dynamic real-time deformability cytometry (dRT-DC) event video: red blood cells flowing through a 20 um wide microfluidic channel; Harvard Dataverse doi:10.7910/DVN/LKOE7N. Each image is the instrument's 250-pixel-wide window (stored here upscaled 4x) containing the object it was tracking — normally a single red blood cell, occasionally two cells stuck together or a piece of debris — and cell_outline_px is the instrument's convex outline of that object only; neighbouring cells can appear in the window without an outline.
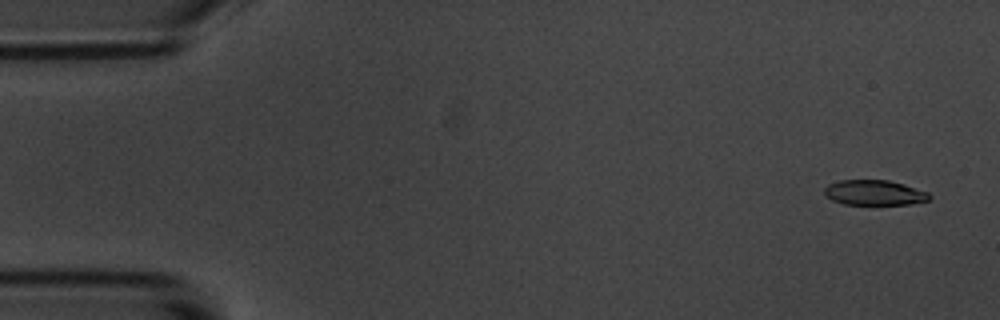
{"species": "common noctule bat (a hibernating species)", "species_latin": "Nyctalus noctula", "temperature_condition": "room temperature", "stored_images_in_passage": 57, "camera_frame_rate_fps": 3000, "um_per_image_px": 0.085, "animal": {"sex": "male", "body_mass_g": 20.1, "forearm_length_mm": 53.5}, "frame": {"image": 1, "passage_image": 3, "time_ms": 0.667, "image_size_px": [1000, 320], "cell_outline_px": [[932, 196], [928, 200], [912, 204], [844, 204], [832, 200], [824, 196], [824, 188], [828, 184], [840, 180], [888, 180], [904, 184], [928, 192]], "centroid_in_image_um": [74.31, 16.37], "position_along_channel_um": 10.7, "area_um2": 15.43}}
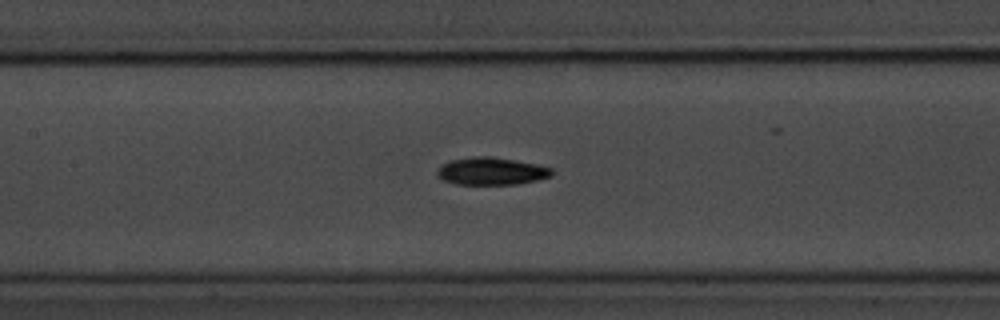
{"frame": {"image": 2, "passage_image": 26, "time_ms": 8.333, "image_size_px": [1000, 320], "cell_outline_px": [[552, 176], [536, 180], [516, 184], [456, 184], [444, 180], [436, 176], [436, 168], [440, 164], [452, 160], [476, 156], [492, 156], [536, 164], [552, 168]], "centroid_in_image_um": [41.72, 14.54], "position_along_channel_um": 165.7, "area_um2": 18.38}}
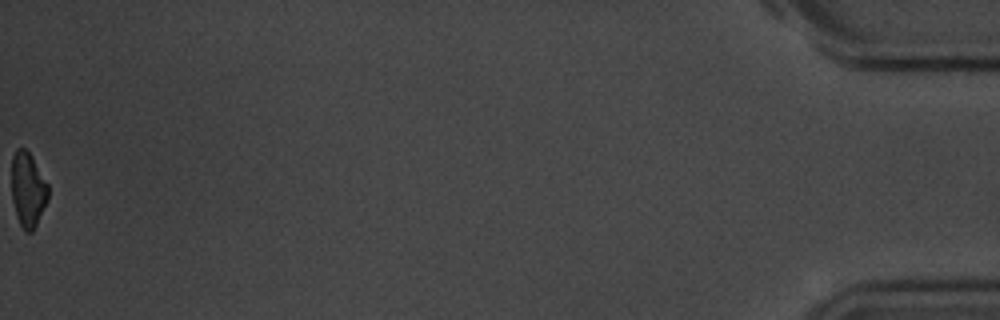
{"frame": {"image": 3, "passage_image": 57, "time_ms": 18.667, "image_size_px": [1000, 320], "cell_outline_px": [[48, 200], [32, 232], [24, 232], [16, 216], [12, 200], [12, 156], [16, 148], [24, 148], [28, 152], [48, 184]], "centroid_in_image_um": [2.36, 16.14], "position_along_channel_um": 432.8, "area_um2": 15.78}, "authors_computed_cell_mechanics": {"area_um2": 17.5134, "velocity_mm_per_s": 3.5766, "shape_relaxation_time_tau1_ms": 2.3274, "shape_relaxation_time_tau2_ms": null, "deformation_change_tau1": 0.1083, "deformation_change_tau2": null}}